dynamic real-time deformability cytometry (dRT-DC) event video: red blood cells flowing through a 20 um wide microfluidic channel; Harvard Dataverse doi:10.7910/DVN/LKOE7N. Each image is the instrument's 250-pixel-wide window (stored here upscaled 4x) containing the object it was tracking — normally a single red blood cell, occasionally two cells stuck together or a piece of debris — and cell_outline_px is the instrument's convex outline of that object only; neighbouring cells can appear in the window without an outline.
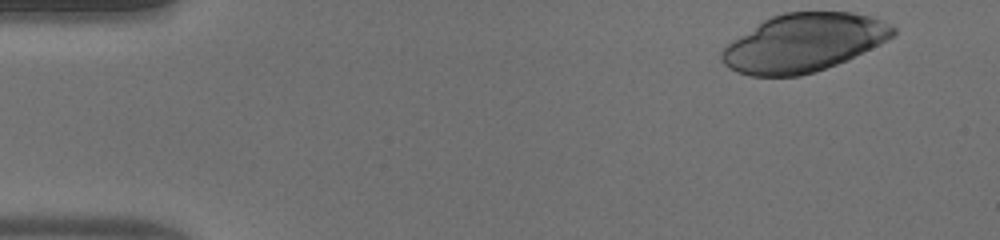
{"species": "human", "species_latin": "Homo sapiens", "temperature_condition": "warm", "stored_images_in_passage": 39, "camera_frame_rate_fps": 3000, "um_per_image_px": 0.085, "donor": {"sex": "male"}, "frame": {"image": 1, "passage_image": 1, "time_ms": 0.0, "image_size_px": [1000, 240], "cell_outline_px": [[896, 32], [888, 40], [848, 60], [816, 72], [800, 76], [752, 76], [736, 72], [728, 68], [720, 60], [720, 52], [728, 44], [764, 20], [772, 16], [784, 12], [852, 12], [868, 16], [880, 20], [896, 28]], "centroid_in_image_um": [68.31, 3.65], "position_along_channel_um": 16.7, "area_um2": 57.8}}